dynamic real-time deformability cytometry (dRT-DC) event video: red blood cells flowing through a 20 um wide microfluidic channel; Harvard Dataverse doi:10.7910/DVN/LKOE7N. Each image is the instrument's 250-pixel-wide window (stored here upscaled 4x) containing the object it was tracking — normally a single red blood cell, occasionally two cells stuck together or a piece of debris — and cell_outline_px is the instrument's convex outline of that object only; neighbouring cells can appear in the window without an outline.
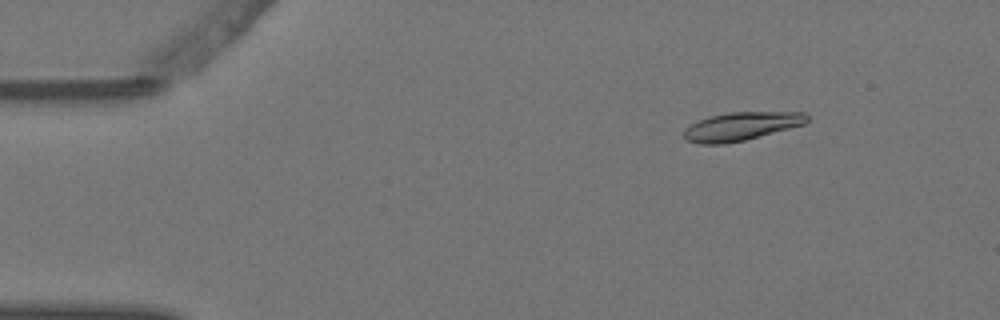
{"species": "Egyptian fruit bat (a non-hibernating species)", "species_latin": "Rousettus aegyptiacus", "temperature_condition": "warm", "stored_images_in_passage": 6, "camera_frame_rate_fps": 3000, "um_per_image_px": 0.085, "animal": {"sex": "female"}, "frame": {"image": 1, "passage_image": 2, "time_ms": 0.333, "image_size_px": [1000, 320], "cell_outline_px": [[808, 120], [804, 124], [744, 140], [724, 144], [700, 144], [688, 140], [684, 136], [684, 128], [708, 116], [728, 112], [804, 112], [808, 116]], "centroid_in_image_um": [62.99, 10.73], "position_along_channel_um": 22.0, "area_um2": 20.11}}
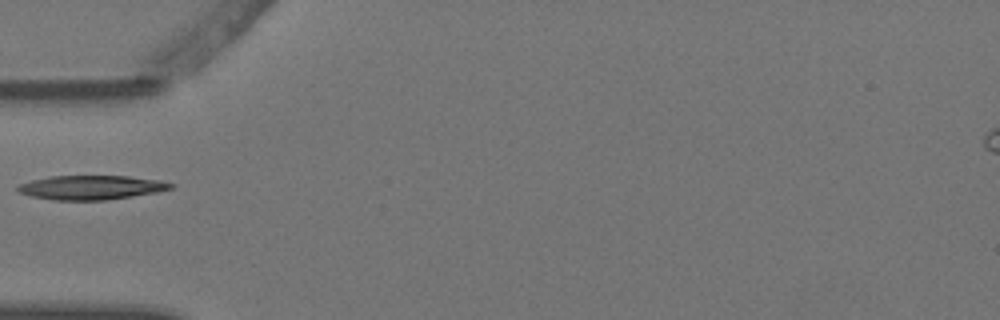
{"frame": {"image": 2, "passage_image": 5, "time_ms": 1.333, "image_size_px": [1000, 320], "cell_outline_px": [[176, 184], [172, 188], [156, 192], [132, 196], [104, 200], [52, 200], [32, 196], [20, 192], [16, 188], [20, 184], [32, 180], [48, 176], [128, 176], [160, 180]], "centroid_in_image_um": [7.77, 15.93], "position_along_channel_um": 77.2, "area_um2": 21.44}}
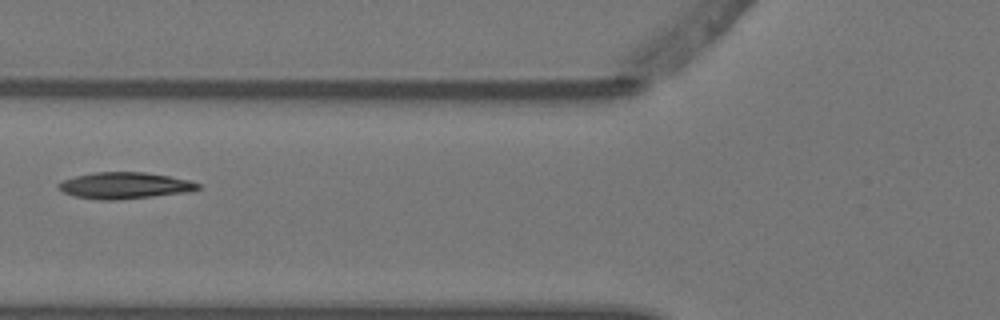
{"frame": {"image": 3, "passage_image": 6, "time_ms": 1.667, "image_size_px": [1000, 320], "cell_outline_px": [[200, 188], [188, 192], [116, 200], [104, 200], [76, 196], [64, 192], [56, 184], [64, 180], [76, 176], [92, 172], [144, 172], [168, 176], [188, 180], [200, 184]], "centroid_in_image_um": [10.6, 15.76], "position_along_channel_um": 115.2, "area_um2": 21.15}}